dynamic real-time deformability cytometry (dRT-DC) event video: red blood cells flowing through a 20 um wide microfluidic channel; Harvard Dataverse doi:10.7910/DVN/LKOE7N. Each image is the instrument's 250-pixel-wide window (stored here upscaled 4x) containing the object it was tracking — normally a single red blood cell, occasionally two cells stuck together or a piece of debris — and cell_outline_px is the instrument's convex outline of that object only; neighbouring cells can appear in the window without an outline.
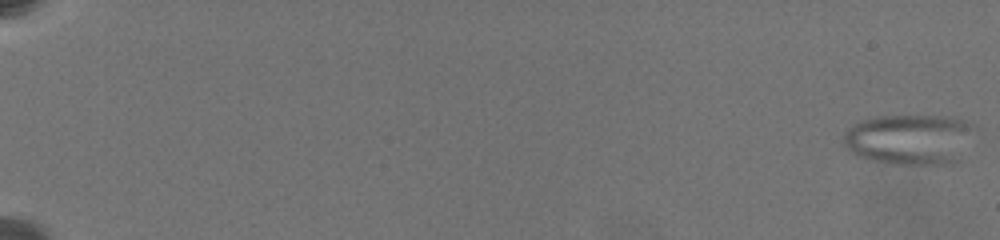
{"species": "common noctule bat (a hibernating species)", "species_latin": "Nyctalus noctula", "temperature_condition": "warm", "stored_images_in_passage": 60, "camera_frame_rate_fps": 3000, "um_per_image_px": 0.085, "animal": {"sex": "female", "body_mass_g": 19.5, "forearm_length_mm": 54.1}, "frame": {"image": 1, "passage_image": 1, "time_ms": 0.0, "image_size_px": [1000, 240], "cell_outline_px": [[972, 124], [952, 160], [944, 164], [896, 164], [872, 160], [860, 156], [852, 152], [844, 144], [844, 136], [856, 124], [864, 120], [876, 116], [940, 116], [964, 120]], "centroid_in_image_um": [77.16, 11.82], "position_along_channel_um": 7.8, "area_um2": 36.3}}
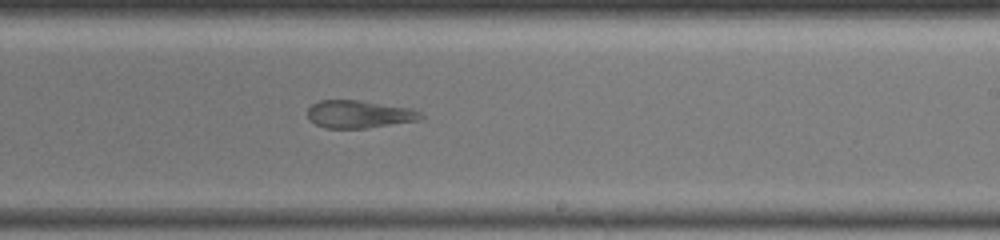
{"frame": {"image": 2, "passage_image": 40, "time_ms": 14.0, "image_size_px": [1000, 240], "cell_outline_px": [[424, 116], [420, 120], [368, 128], [324, 128], [308, 120], [308, 108], [312, 104], [320, 100], [360, 100], [408, 108], [420, 112]], "centroid_in_image_um": [30.5, 9.71], "position_along_channel_um": 258.5, "area_um2": 18.26}}
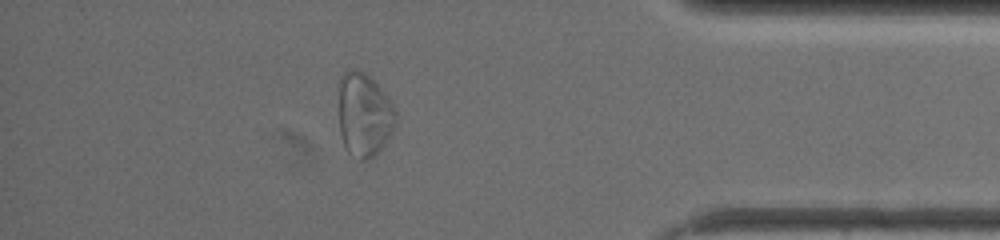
{"frame": {"image": 3, "passage_image": 54, "time_ms": 19.0, "image_size_px": [1000, 240], "cell_outline_px": [[396, 120], [384, 144], [368, 160], [360, 160], [348, 152], [344, 144], [340, 132], [340, 76], [344, 72], [352, 68], [364, 72], [380, 88], [392, 104], [396, 112]], "centroid_in_image_um": [30.93, 9.74], "position_along_channel_um": 404.3, "area_um2": 27.11}}